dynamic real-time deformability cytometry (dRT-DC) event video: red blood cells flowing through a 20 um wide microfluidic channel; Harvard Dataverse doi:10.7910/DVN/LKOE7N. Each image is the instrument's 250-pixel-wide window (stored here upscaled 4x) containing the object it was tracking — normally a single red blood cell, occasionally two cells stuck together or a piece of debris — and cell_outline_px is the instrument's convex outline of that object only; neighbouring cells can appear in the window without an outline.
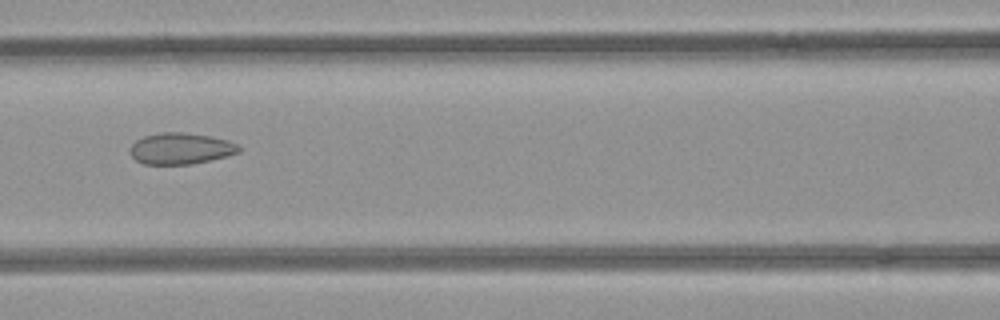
{"species": "common noctule bat (a hibernating species)", "species_latin": "Nyctalus noctula", "temperature_condition": "room temperature", "stored_images_in_passage": 7, "camera_frame_rate_fps": 3000, "um_per_image_px": 0.085, "animal": {"sex": "female", "body_mass_g": 21.9}, "frame": {"image": 1, "passage_image": 6, "time_ms": 1.667, "image_size_px": [1000, 320], "cell_outline_px": [[240, 152], [192, 164], [144, 164], [136, 160], [132, 156], [128, 148], [136, 140], [144, 136], [160, 132], [180, 132], [212, 136], [228, 140], [236, 144], [240, 148]], "centroid_in_image_um": [15.32, 12.61], "position_along_channel_um": 151.3, "area_um2": 19.77}}
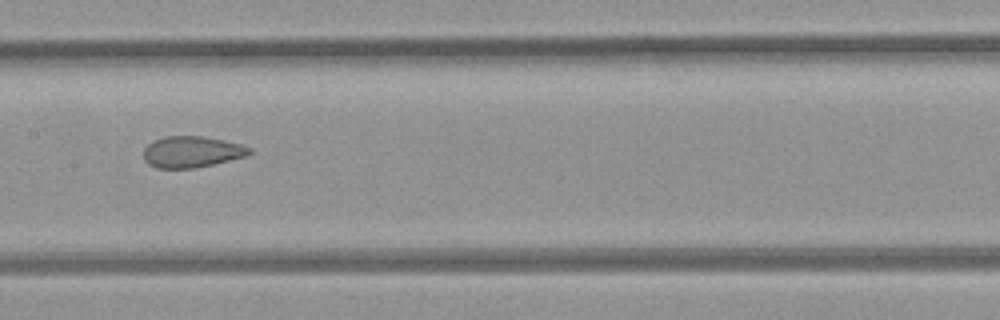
{"frame": {"image": 2, "passage_image": 7, "time_ms": 2.0, "image_size_px": [1000, 320], "cell_outline_px": [[252, 152], [244, 156], [196, 168], [156, 168], [148, 164], [144, 160], [144, 148], [148, 144], [164, 136], [204, 136], [240, 144], [252, 148]], "centroid_in_image_um": [16.27, 12.9], "position_along_channel_um": 191.1, "area_um2": 19.13}}